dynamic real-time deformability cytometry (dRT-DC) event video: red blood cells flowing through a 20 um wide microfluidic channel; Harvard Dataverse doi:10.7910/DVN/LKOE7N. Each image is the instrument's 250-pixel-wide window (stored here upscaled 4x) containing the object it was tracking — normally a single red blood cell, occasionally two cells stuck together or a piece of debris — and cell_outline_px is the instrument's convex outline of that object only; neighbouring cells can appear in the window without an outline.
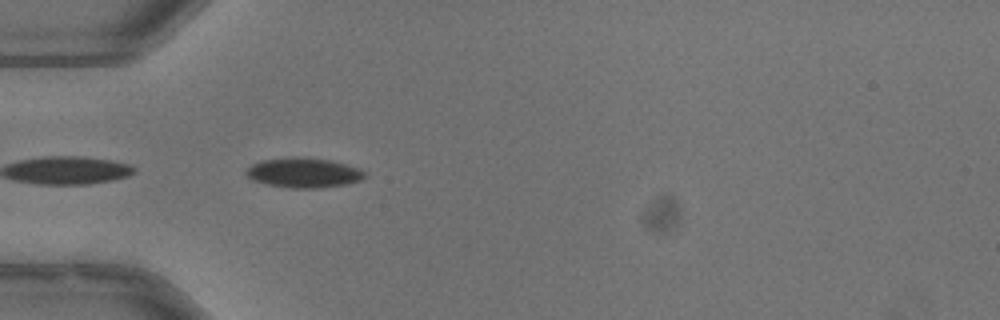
{"species": "common noctule bat (a hibernating species)", "species_latin": "Nyctalus noctula", "temperature_condition": "warm", "stored_images_in_passage": 14, "camera_frame_rate_fps": 3000, "um_per_image_px": 0.085, "animal": {"sex": "male", "body_mass_g": 13.3}, "frame": {"image": 1, "passage_image": 1, "time_ms": 0.0, "image_size_px": [1000, 320], "cell_outline_px": [[364, 176], [360, 180], [344, 184], [320, 188], [292, 188], [268, 184], [252, 180], [244, 172], [252, 164], [264, 160], [300, 156], [304, 156], [328, 160], [344, 164], [356, 168], [364, 172]], "centroid_in_image_um": [25.76, 14.68], "position_along_channel_um": 59.2, "area_um2": 20.23}}
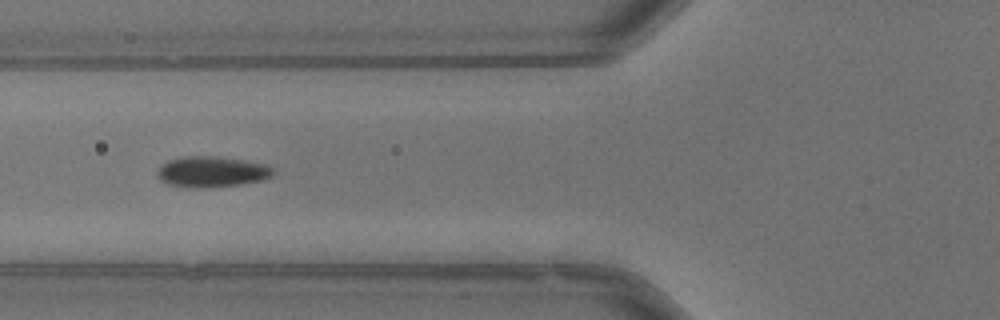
{"frame": {"image": 2, "passage_image": 5, "time_ms": 1.333, "image_size_px": [1000, 320], "cell_outline_px": [[276, 172], [272, 176], [260, 180], [240, 184], [212, 188], [192, 188], [168, 184], [160, 180], [156, 176], [156, 172], [160, 164], [168, 160], [184, 156], [216, 156], [268, 164], [276, 168]], "centroid_in_image_um": [17.99, 14.6], "position_along_channel_um": 107.8, "area_um2": 21.21}}